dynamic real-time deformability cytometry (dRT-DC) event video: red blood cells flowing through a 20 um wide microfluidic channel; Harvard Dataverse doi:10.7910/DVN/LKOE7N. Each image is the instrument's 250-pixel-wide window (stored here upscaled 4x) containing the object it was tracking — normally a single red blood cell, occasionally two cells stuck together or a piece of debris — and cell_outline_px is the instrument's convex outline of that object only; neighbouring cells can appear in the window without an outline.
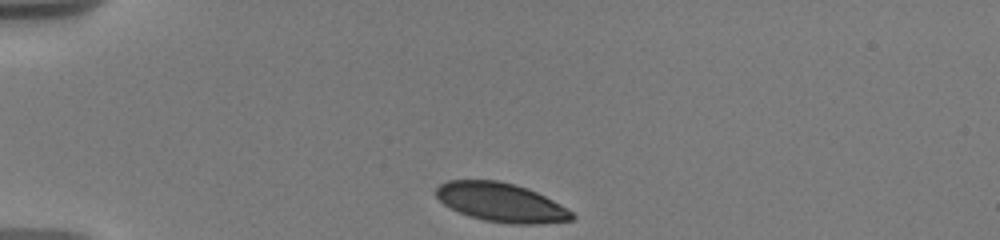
{"species": "human", "species_latin": "Homo sapiens", "temperature_condition": "warm", "stored_images_in_passage": 32, "camera_frame_rate_fps": 3000, "um_per_image_px": 0.085, "donor": {"sex": "male"}, "frame": {"image": 1, "passage_image": 1, "time_ms": 0.0, "image_size_px": [1000, 240], "cell_outline_px": [[576, 216], [572, 220], [540, 224], [512, 224], [484, 220], [460, 212], [444, 204], [436, 196], [436, 188], [440, 184], [448, 180], [496, 180], [516, 184], [528, 188], [560, 204], [572, 212]], "centroid_in_image_um": [42.61, 17.2], "position_along_channel_um": 42.4, "area_um2": 30.63}}
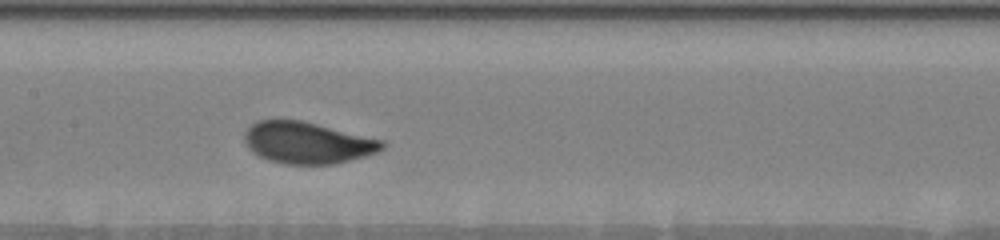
{"frame": {"image": 2, "passage_image": 14, "time_ms": 5.0, "image_size_px": [1000, 240], "cell_outline_px": [[384, 148], [376, 152], [364, 156], [336, 164], [284, 164], [268, 160], [252, 152], [248, 148], [244, 140], [244, 132], [256, 120], [300, 120], [384, 140]], "centroid_in_image_um": [26.1, 12.14], "position_along_channel_um": 181.3, "area_um2": 33.29}}
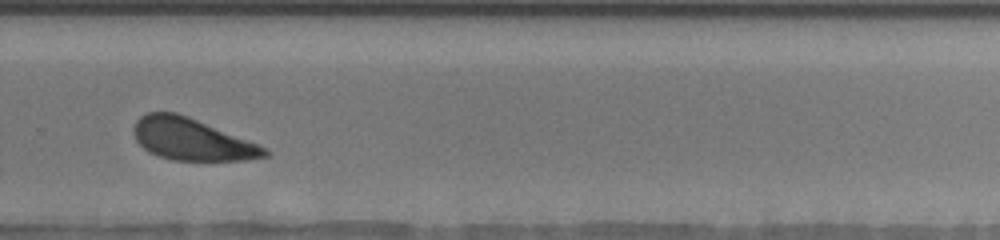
{"frame": {"image": 3, "passage_image": 23, "time_ms": 8.667, "image_size_px": [1000, 240], "cell_outline_px": [[268, 156], [244, 160], [172, 160], [148, 152], [136, 140], [132, 132], [132, 128], [136, 120], [140, 116], [148, 112], [176, 112], [188, 116], [260, 144], [268, 152]], "centroid_in_image_um": [16.27, 11.83], "position_along_channel_um": 313.5, "area_um2": 31.96}, "authors_computed_cell_mechanics": {"area_um2": 33.6107, "velocity_mm_per_s": 3.6124, "shape_relaxation_time_tau1_ms": 2.3351, "shape_relaxation_time_tau2_ms": null, "deformation_change_tau1": 0.1326, "deformation_change_tau2": null}}